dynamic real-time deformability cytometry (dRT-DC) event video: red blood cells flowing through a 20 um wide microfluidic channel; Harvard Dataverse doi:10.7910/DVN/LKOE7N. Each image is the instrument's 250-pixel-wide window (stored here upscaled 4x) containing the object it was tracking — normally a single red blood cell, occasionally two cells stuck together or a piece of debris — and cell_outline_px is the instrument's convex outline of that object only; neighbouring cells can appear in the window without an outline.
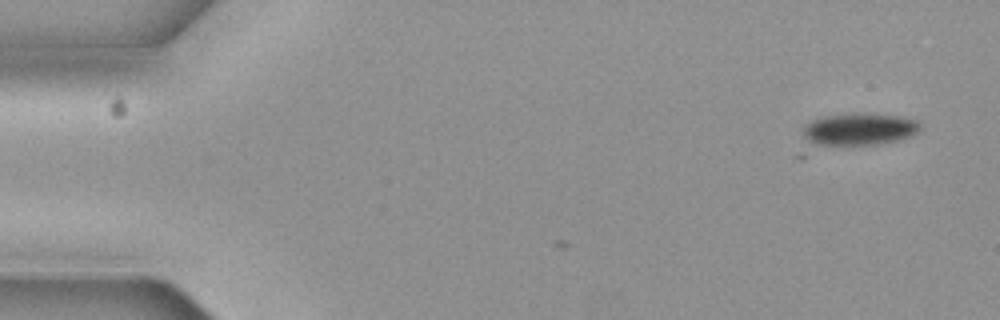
{"species": "common noctule bat (a hibernating species)", "species_latin": "Nyctalus noctula", "temperature_condition": "cold", "stored_images_in_passage": 3, "camera_frame_rate_fps": 3000, "um_per_image_px": 0.085, "animal": {"sex": "female", "body_mass_g": 19.3, "forearm_length_mm": 54.1}, "frame": {"image": 1, "passage_image": 1, "time_ms": 0.0, "image_size_px": [1000, 320], "cell_outline_px": [[920, 128], [912, 136], [900, 140], [804, 156], [796, 156], [804, 124], [812, 120], [824, 116], [856, 112], [896, 116], [916, 120], [920, 124]], "centroid_in_image_um": [72.51, 11.21], "position_along_channel_um": 12.5, "area_um2": 26.01}}